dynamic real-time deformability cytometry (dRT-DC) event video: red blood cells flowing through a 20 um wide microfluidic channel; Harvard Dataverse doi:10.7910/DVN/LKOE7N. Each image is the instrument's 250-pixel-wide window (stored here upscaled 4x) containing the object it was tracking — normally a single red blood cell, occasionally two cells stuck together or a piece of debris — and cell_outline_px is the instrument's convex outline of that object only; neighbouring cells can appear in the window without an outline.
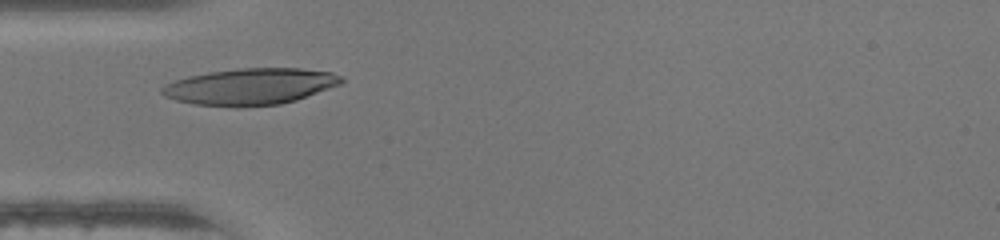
{"species": "human", "species_latin": "Homo sapiens", "temperature_condition": "warm", "stored_images_in_passage": 24, "camera_frame_rate_fps": 3000, "um_per_image_px": 0.085, "donor": {"sex": "female"}, "frame": {"image": 1, "passage_image": 1, "time_ms": 0.0, "image_size_px": [1000, 240], "cell_outline_px": [[344, 80], [340, 84], [296, 100], [280, 104], [192, 104], [176, 100], [164, 96], [160, 92], [160, 88], [164, 84], [188, 76], [208, 72], [240, 68], [300, 68], [332, 72], [340, 76]], "centroid_in_image_um": [21.27, 7.31], "position_along_channel_um": 63.7, "area_um2": 37.11}}
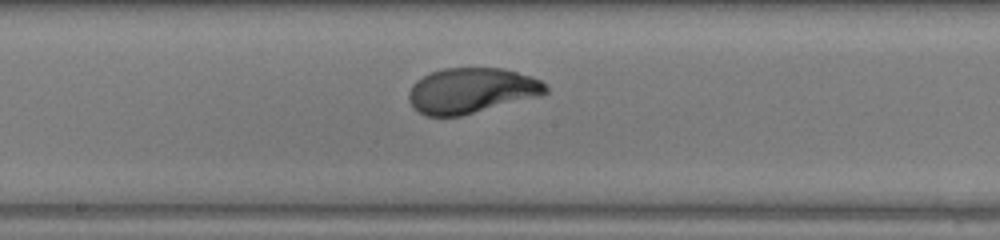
{"frame": {"image": 2, "passage_image": 11, "time_ms": 3.333, "image_size_px": [1000, 240], "cell_outline_px": [[548, 92], [540, 96], [460, 116], [424, 116], [412, 108], [408, 100], [408, 92], [412, 84], [416, 80], [432, 72], [444, 68], [504, 68], [532, 76], [540, 80], [548, 88]], "centroid_in_image_um": [40.05, 7.7], "position_along_channel_um": 208.2, "area_um2": 36.41}}
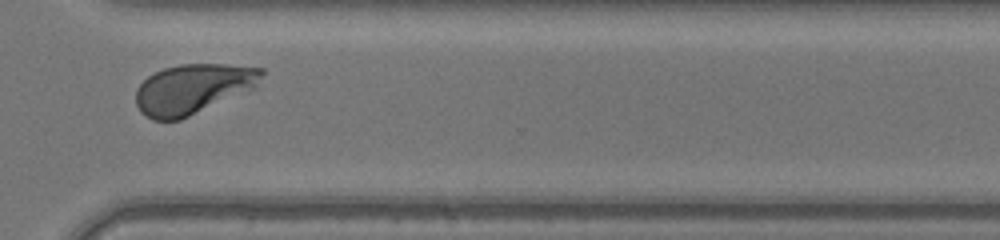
{"frame": {"image": 3, "passage_image": 21, "time_ms": 6.667, "image_size_px": [1000, 240], "cell_outline_px": [[264, 72], [256, 88], [180, 120], [152, 120], [140, 112], [136, 104], [136, 88], [148, 76], [164, 68], [180, 64], [224, 64], [264, 68]], "centroid_in_image_um": [16.41, 7.56], "position_along_channel_um": 354.2, "area_um2": 36.7}, "authors_computed_cell_mechanics": {"area_um2": 36.703, "velocity_mm_per_s": 4.3602, "shape_relaxation_time_tau1_ms": 2.7663, "shape_relaxation_time_tau2_ms": null, "deformation_change_tau1": 0.201, "deformation_change_tau2": null}}